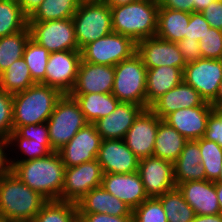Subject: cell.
Masks as SVG:
<instances>
[{"label": "cell", "mask_w": 222, "mask_h": 222, "mask_svg": "<svg viewBox=\"0 0 222 222\" xmlns=\"http://www.w3.org/2000/svg\"><path fill=\"white\" fill-rule=\"evenodd\" d=\"M210 27L211 26L206 21L202 13L192 12L190 13V21L187 26L185 38L187 40H196L199 42Z\"/></svg>", "instance_id": "b9f144b4"}, {"label": "cell", "mask_w": 222, "mask_h": 222, "mask_svg": "<svg viewBox=\"0 0 222 222\" xmlns=\"http://www.w3.org/2000/svg\"><path fill=\"white\" fill-rule=\"evenodd\" d=\"M194 0H159V8H169L192 13L194 12Z\"/></svg>", "instance_id": "c3c4849f"}, {"label": "cell", "mask_w": 222, "mask_h": 222, "mask_svg": "<svg viewBox=\"0 0 222 222\" xmlns=\"http://www.w3.org/2000/svg\"><path fill=\"white\" fill-rule=\"evenodd\" d=\"M212 107H219L222 105V81L218 87L215 98L210 102Z\"/></svg>", "instance_id": "11a10c76"}, {"label": "cell", "mask_w": 222, "mask_h": 222, "mask_svg": "<svg viewBox=\"0 0 222 222\" xmlns=\"http://www.w3.org/2000/svg\"><path fill=\"white\" fill-rule=\"evenodd\" d=\"M97 160L103 173H132L138 171L139 158L122 139L102 140Z\"/></svg>", "instance_id": "d6986e66"}, {"label": "cell", "mask_w": 222, "mask_h": 222, "mask_svg": "<svg viewBox=\"0 0 222 222\" xmlns=\"http://www.w3.org/2000/svg\"><path fill=\"white\" fill-rule=\"evenodd\" d=\"M16 132L23 138L36 141H50L47 123L20 126Z\"/></svg>", "instance_id": "7bdbcfd3"}, {"label": "cell", "mask_w": 222, "mask_h": 222, "mask_svg": "<svg viewBox=\"0 0 222 222\" xmlns=\"http://www.w3.org/2000/svg\"><path fill=\"white\" fill-rule=\"evenodd\" d=\"M31 39L50 53L79 50L72 18L28 22Z\"/></svg>", "instance_id": "9c48e42d"}, {"label": "cell", "mask_w": 222, "mask_h": 222, "mask_svg": "<svg viewBox=\"0 0 222 222\" xmlns=\"http://www.w3.org/2000/svg\"><path fill=\"white\" fill-rule=\"evenodd\" d=\"M114 66L81 61L75 86L69 94L112 93Z\"/></svg>", "instance_id": "ffe728a7"}, {"label": "cell", "mask_w": 222, "mask_h": 222, "mask_svg": "<svg viewBox=\"0 0 222 222\" xmlns=\"http://www.w3.org/2000/svg\"><path fill=\"white\" fill-rule=\"evenodd\" d=\"M78 222H133L132 216H113L106 213L78 214Z\"/></svg>", "instance_id": "7dc6e473"}, {"label": "cell", "mask_w": 222, "mask_h": 222, "mask_svg": "<svg viewBox=\"0 0 222 222\" xmlns=\"http://www.w3.org/2000/svg\"><path fill=\"white\" fill-rule=\"evenodd\" d=\"M46 123L50 144L56 152L88 124L78 103L69 94H63L57 101Z\"/></svg>", "instance_id": "52a82bcc"}, {"label": "cell", "mask_w": 222, "mask_h": 222, "mask_svg": "<svg viewBox=\"0 0 222 222\" xmlns=\"http://www.w3.org/2000/svg\"><path fill=\"white\" fill-rule=\"evenodd\" d=\"M72 20L79 50L113 31L111 8L102 0H81Z\"/></svg>", "instance_id": "5b68a950"}, {"label": "cell", "mask_w": 222, "mask_h": 222, "mask_svg": "<svg viewBox=\"0 0 222 222\" xmlns=\"http://www.w3.org/2000/svg\"><path fill=\"white\" fill-rule=\"evenodd\" d=\"M176 186L183 182L206 180L201 152L196 140H188L178 159L173 163Z\"/></svg>", "instance_id": "484cf974"}, {"label": "cell", "mask_w": 222, "mask_h": 222, "mask_svg": "<svg viewBox=\"0 0 222 222\" xmlns=\"http://www.w3.org/2000/svg\"><path fill=\"white\" fill-rule=\"evenodd\" d=\"M216 193L219 202L220 213L222 214V183H216Z\"/></svg>", "instance_id": "9f6ffc18"}, {"label": "cell", "mask_w": 222, "mask_h": 222, "mask_svg": "<svg viewBox=\"0 0 222 222\" xmlns=\"http://www.w3.org/2000/svg\"><path fill=\"white\" fill-rule=\"evenodd\" d=\"M191 222H222V214L195 215Z\"/></svg>", "instance_id": "816d5d0a"}, {"label": "cell", "mask_w": 222, "mask_h": 222, "mask_svg": "<svg viewBox=\"0 0 222 222\" xmlns=\"http://www.w3.org/2000/svg\"><path fill=\"white\" fill-rule=\"evenodd\" d=\"M81 51L52 52L46 65L45 85L69 94L75 86L81 63Z\"/></svg>", "instance_id": "7c38bea8"}, {"label": "cell", "mask_w": 222, "mask_h": 222, "mask_svg": "<svg viewBox=\"0 0 222 222\" xmlns=\"http://www.w3.org/2000/svg\"><path fill=\"white\" fill-rule=\"evenodd\" d=\"M188 140L163 120L159 123L153 156L175 162Z\"/></svg>", "instance_id": "f1b7e54d"}, {"label": "cell", "mask_w": 222, "mask_h": 222, "mask_svg": "<svg viewBox=\"0 0 222 222\" xmlns=\"http://www.w3.org/2000/svg\"><path fill=\"white\" fill-rule=\"evenodd\" d=\"M177 45L186 63L194 62L203 58L198 41H191L184 38L177 42Z\"/></svg>", "instance_id": "bcb514c9"}, {"label": "cell", "mask_w": 222, "mask_h": 222, "mask_svg": "<svg viewBox=\"0 0 222 222\" xmlns=\"http://www.w3.org/2000/svg\"><path fill=\"white\" fill-rule=\"evenodd\" d=\"M101 186L127 204L131 210L149 198L138 172L103 173Z\"/></svg>", "instance_id": "ac0fdd59"}, {"label": "cell", "mask_w": 222, "mask_h": 222, "mask_svg": "<svg viewBox=\"0 0 222 222\" xmlns=\"http://www.w3.org/2000/svg\"><path fill=\"white\" fill-rule=\"evenodd\" d=\"M144 109L143 106L134 103L119 102L113 112L97 120L94 125L102 140H123L129 128L134 124L135 119Z\"/></svg>", "instance_id": "44dd1931"}, {"label": "cell", "mask_w": 222, "mask_h": 222, "mask_svg": "<svg viewBox=\"0 0 222 222\" xmlns=\"http://www.w3.org/2000/svg\"><path fill=\"white\" fill-rule=\"evenodd\" d=\"M101 142L96 126L88 123L57 152L65 167H74L97 159Z\"/></svg>", "instance_id": "4fadbf2b"}, {"label": "cell", "mask_w": 222, "mask_h": 222, "mask_svg": "<svg viewBox=\"0 0 222 222\" xmlns=\"http://www.w3.org/2000/svg\"><path fill=\"white\" fill-rule=\"evenodd\" d=\"M32 222H78L77 204L62 200H47Z\"/></svg>", "instance_id": "e575fe53"}, {"label": "cell", "mask_w": 222, "mask_h": 222, "mask_svg": "<svg viewBox=\"0 0 222 222\" xmlns=\"http://www.w3.org/2000/svg\"><path fill=\"white\" fill-rule=\"evenodd\" d=\"M7 142L10 147L9 150L14 152L16 149H18V152L20 151L21 156L23 155V157L19 156L20 159H18V155H16V158L13 156L14 159L9 157L10 162H26L45 157L54 152L50 141H36L33 139H26L21 137L15 130L11 132Z\"/></svg>", "instance_id": "1f68e13d"}, {"label": "cell", "mask_w": 222, "mask_h": 222, "mask_svg": "<svg viewBox=\"0 0 222 222\" xmlns=\"http://www.w3.org/2000/svg\"><path fill=\"white\" fill-rule=\"evenodd\" d=\"M81 0H43L28 17V22H45L72 18Z\"/></svg>", "instance_id": "f546056e"}, {"label": "cell", "mask_w": 222, "mask_h": 222, "mask_svg": "<svg viewBox=\"0 0 222 222\" xmlns=\"http://www.w3.org/2000/svg\"><path fill=\"white\" fill-rule=\"evenodd\" d=\"M201 152V163L204 166L206 180L215 182L222 166V147L214 141L205 138L196 140Z\"/></svg>", "instance_id": "74e56055"}, {"label": "cell", "mask_w": 222, "mask_h": 222, "mask_svg": "<svg viewBox=\"0 0 222 222\" xmlns=\"http://www.w3.org/2000/svg\"><path fill=\"white\" fill-rule=\"evenodd\" d=\"M205 100L184 80L158 98L149 108L163 120L178 109L201 106Z\"/></svg>", "instance_id": "603a6c76"}, {"label": "cell", "mask_w": 222, "mask_h": 222, "mask_svg": "<svg viewBox=\"0 0 222 222\" xmlns=\"http://www.w3.org/2000/svg\"><path fill=\"white\" fill-rule=\"evenodd\" d=\"M159 3L138 0L111 8L113 32L128 36L136 43L154 37L157 31Z\"/></svg>", "instance_id": "3957f363"}, {"label": "cell", "mask_w": 222, "mask_h": 222, "mask_svg": "<svg viewBox=\"0 0 222 222\" xmlns=\"http://www.w3.org/2000/svg\"><path fill=\"white\" fill-rule=\"evenodd\" d=\"M11 166L15 176L46 200H61L66 167L58 152L26 162H11Z\"/></svg>", "instance_id": "6da1fadb"}, {"label": "cell", "mask_w": 222, "mask_h": 222, "mask_svg": "<svg viewBox=\"0 0 222 222\" xmlns=\"http://www.w3.org/2000/svg\"><path fill=\"white\" fill-rule=\"evenodd\" d=\"M162 120L150 109H144L129 128L123 141L139 158L153 156L159 123Z\"/></svg>", "instance_id": "9a60e30c"}, {"label": "cell", "mask_w": 222, "mask_h": 222, "mask_svg": "<svg viewBox=\"0 0 222 222\" xmlns=\"http://www.w3.org/2000/svg\"><path fill=\"white\" fill-rule=\"evenodd\" d=\"M23 13L29 17L43 0H17Z\"/></svg>", "instance_id": "f907efd6"}, {"label": "cell", "mask_w": 222, "mask_h": 222, "mask_svg": "<svg viewBox=\"0 0 222 222\" xmlns=\"http://www.w3.org/2000/svg\"><path fill=\"white\" fill-rule=\"evenodd\" d=\"M31 38L29 27L15 34L0 38V74L23 57L24 49Z\"/></svg>", "instance_id": "d6a6232c"}, {"label": "cell", "mask_w": 222, "mask_h": 222, "mask_svg": "<svg viewBox=\"0 0 222 222\" xmlns=\"http://www.w3.org/2000/svg\"><path fill=\"white\" fill-rule=\"evenodd\" d=\"M106 5H108L110 8L120 6V5H126L130 4L132 2L138 1V0H102Z\"/></svg>", "instance_id": "db71d44e"}, {"label": "cell", "mask_w": 222, "mask_h": 222, "mask_svg": "<svg viewBox=\"0 0 222 222\" xmlns=\"http://www.w3.org/2000/svg\"><path fill=\"white\" fill-rule=\"evenodd\" d=\"M215 183H222V166H221V169H220L219 177H218V179L215 181Z\"/></svg>", "instance_id": "680465c9"}, {"label": "cell", "mask_w": 222, "mask_h": 222, "mask_svg": "<svg viewBox=\"0 0 222 222\" xmlns=\"http://www.w3.org/2000/svg\"><path fill=\"white\" fill-rule=\"evenodd\" d=\"M0 222H5V220L0 216Z\"/></svg>", "instance_id": "91938a15"}, {"label": "cell", "mask_w": 222, "mask_h": 222, "mask_svg": "<svg viewBox=\"0 0 222 222\" xmlns=\"http://www.w3.org/2000/svg\"><path fill=\"white\" fill-rule=\"evenodd\" d=\"M199 48L203 58L222 59V30L210 27L199 41Z\"/></svg>", "instance_id": "60d3db41"}, {"label": "cell", "mask_w": 222, "mask_h": 222, "mask_svg": "<svg viewBox=\"0 0 222 222\" xmlns=\"http://www.w3.org/2000/svg\"><path fill=\"white\" fill-rule=\"evenodd\" d=\"M28 26V17L17 0H0V38L22 31Z\"/></svg>", "instance_id": "d590c367"}, {"label": "cell", "mask_w": 222, "mask_h": 222, "mask_svg": "<svg viewBox=\"0 0 222 222\" xmlns=\"http://www.w3.org/2000/svg\"><path fill=\"white\" fill-rule=\"evenodd\" d=\"M7 148H10L8 145V142L0 141V178L6 176L7 174L11 172L12 166H11L10 158H8L11 153H9L10 150Z\"/></svg>", "instance_id": "681fc988"}, {"label": "cell", "mask_w": 222, "mask_h": 222, "mask_svg": "<svg viewBox=\"0 0 222 222\" xmlns=\"http://www.w3.org/2000/svg\"><path fill=\"white\" fill-rule=\"evenodd\" d=\"M214 0H194V12H202Z\"/></svg>", "instance_id": "f5cc1de1"}, {"label": "cell", "mask_w": 222, "mask_h": 222, "mask_svg": "<svg viewBox=\"0 0 222 222\" xmlns=\"http://www.w3.org/2000/svg\"><path fill=\"white\" fill-rule=\"evenodd\" d=\"M133 222H168L161 201L148 198L132 210Z\"/></svg>", "instance_id": "f35d334b"}, {"label": "cell", "mask_w": 222, "mask_h": 222, "mask_svg": "<svg viewBox=\"0 0 222 222\" xmlns=\"http://www.w3.org/2000/svg\"><path fill=\"white\" fill-rule=\"evenodd\" d=\"M214 108L209 102L201 106L178 109L167 115L163 121L176 129L187 140L204 137L207 121Z\"/></svg>", "instance_id": "e0dca14e"}, {"label": "cell", "mask_w": 222, "mask_h": 222, "mask_svg": "<svg viewBox=\"0 0 222 222\" xmlns=\"http://www.w3.org/2000/svg\"><path fill=\"white\" fill-rule=\"evenodd\" d=\"M201 13L211 27L222 30V0H214Z\"/></svg>", "instance_id": "f6af8a7d"}, {"label": "cell", "mask_w": 222, "mask_h": 222, "mask_svg": "<svg viewBox=\"0 0 222 222\" xmlns=\"http://www.w3.org/2000/svg\"><path fill=\"white\" fill-rule=\"evenodd\" d=\"M136 53L141 57L147 69L165 65L184 70L186 66L177 43L156 36L138 41Z\"/></svg>", "instance_id": "2e32d148"}, {"label": "cell", "mask_w": 222, "mask_h": 222, "mask_svg": "<svg viewBox=\"0 0 222 222\" xmlns=\"http://www.w3.org/2000/svg\"><path fill=\"white\" fill-rule=\"evenodd\" d=\"M81 61L91 64L115 66L132 57L137 51V43L128 36L111 32L81 50Z\"/></svg>", "instance_id": "ba28073f"}, {"label": "cell", "mask_w": 222, "mask_h": 222, "mask_svg": "<svg viewBox=\"0 0 222 222\" xmlns=\"http://www.w3.org/2000/svg\"><path fill=\"white\" fill-rule=\"evenodd\" d=\"M78 103L88 123L106 117L120 102L112 93L69 94Z\"/></svg>", "instance_id": "83f0119b"}, {"label": "cell", "mask_w": 222, "mask_h": 222, "mask_svg": "<svg viewBox=\"0 0 222 222\" xmlns=\"http://www.w3.org/2000/svg\"><path fill=\"white\" fill-rule=\"evenodd\" d=\"M138 174L149 198L159 197L176 187L173 162L154 156L139 159Z\"/></svg>", "instance_id": "5bb4252c"}, {"label": "cell", "mask_w": 222, "mask_h": 222, "mask_svg": "<svg viewBox=\"0 0 222 222\" xmlns=\"http://www.w3.org/2000/svg\"><path fill=\"white\" fill-rule=\"evenodd\" d=\"M46 201L12 172L0 178V216L5 221L32 222Z\"/></svg>", "instance_id": "7a4b0ae2"}, {"label": "cell", "mask_w": 222, "mask_h": 222, "mask_svg": "<svg viewBox=\"0 0 222 222\" xmlns=\"http://www.w3.org/2000/svg\"><path fill=\"white\" fill-rule=\"evenodd\" d=\"M62 93L53 87L36 83L13 95V129L47 122Z\"/></svg>", "instance_id": "277c9868"}, {"label": "cell", "mask_w": 222, "mask_h": 222, "mask_svg": "<svg viewBox=\"0 0 222 222\" xmlns=\"http://www.w3.org/2000/svg\"><path fill=\"white\" fill-rule=\"evenodd\" d=\"M13 130V95L0 89V141H8Z\"/></svg>", "instance_id": "ab89813d"}, {"label": "cell", "mask_w": 222, "mask_h": 222, "mask_svg": "<svg viewBox=\"0 0 222 222\" xmlns=\"http://www.w3.org/2000/svg\"><path fill=\"white\" fill-rule=\"evenodd\" d=\"M190 13L169 8H159L156 37L177 43L185 38Z\"/></svg>", "instance_id": "4316f807"}, {"label": "cell", "mask_w": 222, "mask_h": 222, "mask_svg": "<svg viewBox=\"0 0 222 222\" xmlns=\"http://www.w3.org/2000/svg\"><path fill=\"white\" fill-rule=\"evenodd\" d=\"M203 138L214 141L222 147V118L215 110L208 118L207 129Z\"/></svg>", "instance_id": "ee69618b"}, {"label": "cell", "mask_w": 222, "mask_h": 222, "mask_svg": "<svg viewBox=\"0 0 222 222\" xmlns=\"http://www.w3.org/2000/svg\"><path fill=\"white\" fill-rule=\"evenodd\" d=\"M36 84L32 77L30 69L23 57L14 61L10 67L0 74V89L9 94H16Z\"/></svg>", "instance_id": "4dcf8cb0"}, {"label": "cell", "mask_w": 222, "mask_h": 222, "mask_svg": "<svg viewBox=\"0 0 222 222\" xmlns=\"http://www.w3.org/2000/svg\"><path fill=\"white\" fill-rule=\"evenodd\" d=\"M183 80L210 103L215 98L222 81V59L202 58L186 63Z\"/></svg>", "instance_id": "8fae6325"}, {"label": "cell", "mask_w": 222, "mask_h": 222, "mask_svg": "<svg viewBox=\"0 0 222 222\" xmlns=\"http://www.w3.org/2000/svg\"><path fill=\"white\" fill-rule=\"evenodd\" d=\"M183 81V70L172 66L147 69L146 109L166 92Z\"/></svg>", "instance_id": "d4e9b609"}, {"label": "cell", "mask_w": 222, "mask_h": 222, "mask_svg": "<svg viewBox=\"0 0 222 222\" xmlns=\"http://www.w3.org/2000/svg\"><path fill=\"white\" fill-rule=\"evenodd\" d=\"M103 171L98 160L66 167L61 200L77 203L86 193L101 186Z\"/></svg>", "instance_id": "30bf717a"}, {"label": "cell", "mask_w": 222, "mask_h": 222, "mask_svg": "<svg viewBox=\"0 0 222 222\" xmlns=\"http://www.w3.org/2000/svg\"><path fill=\"white\" fill-rule=\"evenodd\" d=\"M214 110L220 115V117L222 118V105L219 107H213Z\"/></svg>", "instance_id": "6f0895ef"}, {"label": "cell", "mask_w": 222, "mask_h": 222, "mask_svg": "<svg viewBox=\"0 0 222 222\" xmlns=\"http://www.w3.org/2000/svg\"><path fill=\"white\" fill-rule=\"evenodd\" d=\"M157 198L161 201L168 222H191L194 219L196 214L193 208L177 187Z\"/></svg>", "instance_id": "836d02e7"}, {"label": "cell", "mask_w": 222, "mask_h": 222, "mask_svg": "<svg viewBox=\"0 0 222 222\" xmlns=\"http://www.w3.org/2000/svg\"><path fill=\"white\" fill-rule=\"evenodd\" d=\"M146 78L147 68L135 53L114 66L112 94L120 102L134 103L146 109Z\"/></svg>", "instance_id": "8992f818"}, {"label": "cell", "mask_w": 222, "mask_h": 222, "mask_svg": "<svg viewBox=\"0 0 222 222\" xmlns=\"http://www.w3.org/2000/svg\"><path fill=\"white\" fill-rule=\"evenodd\" d=\"M76 204L78 214L106 213L113 216H132L131 208L102 186L86 193Z\"/></svg>", "instance_id": "cb8c5ba5"}, {"label": "cell", "mask_w": 222, "mask_h": 222, "mask_svg": "<svg viewBox=\"0 0 222 222\" xmlns=\"http://www.w3.org/2000/svg\"><path fill=\"white\" fill-rule=\"evenodd\" d=\"M49 55L50 52L45 47L38 45L31 38L29 39L24 49L23 59L28 65L35 83L45 85L46 65Z\"/></svg>", "instance_id": "8d00e7d4"}, {"label": "cell", "mask_w": 222, "mask_h": 222, "mask_svg": "<svg viewBox=\"0 0 222 222\" xmlns=\"http://www.w3.org/2000/svg\"><path fill=\"white\" fill-rule=\"evenodd\" d=\"M185 201L197 215H213L220 213L216 193V183L208 180H195L180 183L176 186Z\"/></svg>", "instance_id": "7402d4cb"}]
</instances>
